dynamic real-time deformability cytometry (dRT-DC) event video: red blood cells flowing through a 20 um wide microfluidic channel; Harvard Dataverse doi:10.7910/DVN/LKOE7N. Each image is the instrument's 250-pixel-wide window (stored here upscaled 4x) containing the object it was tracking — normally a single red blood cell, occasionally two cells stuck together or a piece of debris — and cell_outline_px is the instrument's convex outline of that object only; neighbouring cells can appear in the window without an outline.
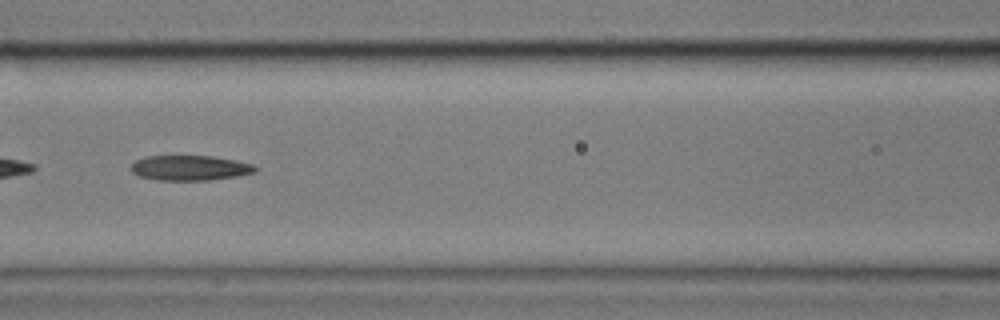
{"species": "common noctule bat (a hibernating species)", "species_latin": "Nyctalus noctula", "temperature_condition": "cold", "stored_images_in_passage": 48, "camera_frame_rate_fps": 3000, "um_per_image_px": 0.085, "animal": {"sex": "male", "body_mass_g": 17.9}, "frame": {"image": 1, "passage_image": 24, "time_ms": 7.667, "image_size_px": [1000, 320], "cell_outline_px": [[260, 168], [256, 172], [236, 176], [208, 180], [156, 180], [140, 176], [132, 172], [128, 168], [136, 160], [144, 156], [212, 156], [236, 160], [252, 164]], "centroid_in_image_um": [16.14, 14.27], "position_along_channel_um": 150.5, "area_um2": 18.26}}
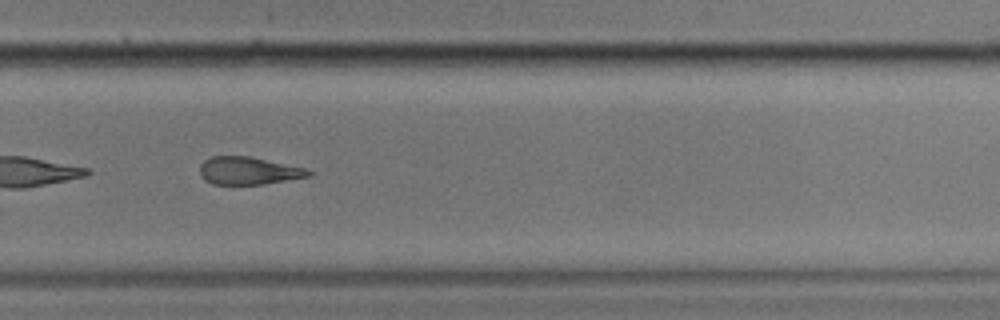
{"frame": {"image": 2, "passage_image": 38, "time_ms": 12.333, "image_size_px": [1000, 320], "cell_outline_px": [[312, 176], [264, 184], [212, 184], [204, 180], [200, 172], [200, 164], [204, 160], [212, 156], [248, 156], [304, 168], [312, 172]], "centroid_in_image_um": [21.1, 14.52], "position_along_channel_um": 308.7, "area_um2": 17.4}}
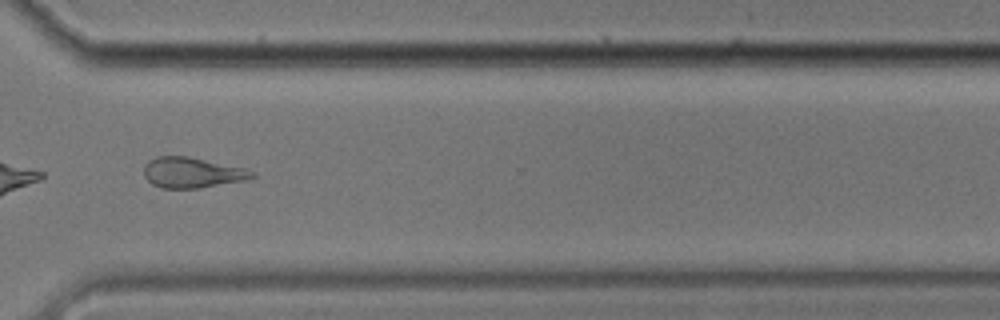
{"frame": {"image": 3, "passage_image": 42, "time_ms": 13.667, "image_size_px": [1000, 320], "cell_outline_px": [[256, 176], [248, 180], [200, 188], [160, 188], [152, 184], [144, 176], [144, 164], [148, 160], [156, 156], [188, 156], [248, 168], [256, 172]], "centroid_in_image_um": [16.37, 14.67], "position_along_channel_um": 354.2, "area_um2": 19.65}, "authors_computed_cell_mechanics": {"area_um2": 19.652, "velocity_mm_per_s": 3.4051, "shape_relaxation_time_tau1_ms": null, "shape_relaxation_time_tau2_ms": 6.2848, "deformation_change_tau1": null, "deformation_change_tau2": 0.17}}